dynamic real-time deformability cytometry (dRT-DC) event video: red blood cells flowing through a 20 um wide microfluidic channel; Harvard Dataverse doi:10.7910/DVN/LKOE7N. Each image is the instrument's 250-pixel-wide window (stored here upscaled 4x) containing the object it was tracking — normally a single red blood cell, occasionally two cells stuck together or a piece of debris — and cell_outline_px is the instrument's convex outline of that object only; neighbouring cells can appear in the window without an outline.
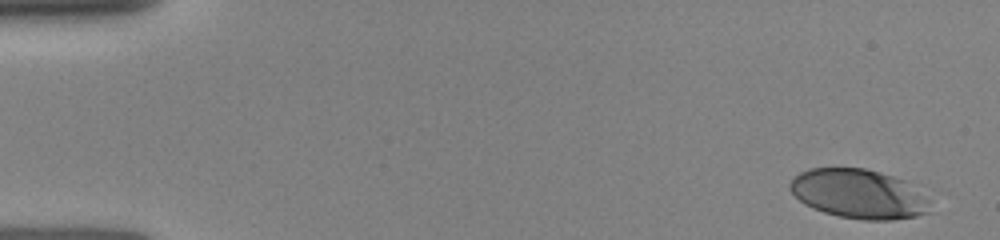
{"species": "human", "species_latin": "Homo sapiens", "temperature_condition": "room temperature", "stored_images_in_passage": 5, "camera_frame_rate_fps": 3000, "um_per_image_px": 0.085, "donor": {"sex": "female"}, "frame": {"image": 1, "passage_image": 1, "time_ms": 0.0, "image_size_px": [1000, 240], "cell_outline_px": [[932, 212], [916, 216], [892, 220], [864, 220], [840, 216], [824, 212], [812, 208], [804, 204], [788, 188], [788, 184], [800, 172], [808, 168], [864, 168], [880, 172], [904, 180], [932, 200]], "centroid_in_image_um": [73.03, 16.49], "position_along_channel_um": 12.0, "area_um2": 40.52}}
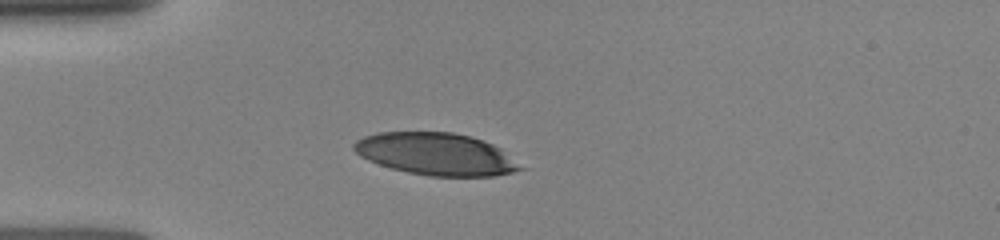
{"frame": {"image": 2, "passage_image": 4, "time_ms": 3.667, "image_size_px": [1000, 240], "cell_outline_px": [[528, 168], [496, 176], [428, 176], [408, 172], [392, 168], [368, 160], [360, 156], [352, 148], [352, 144], [356, 140], [364, 136], [380, 132], [452, 132], [484, 140], [500, 148]], "centroid_in_image_um": [37.1, 13.1], "position_along_channel_um": 47.9, "area_um2": 41.1}}